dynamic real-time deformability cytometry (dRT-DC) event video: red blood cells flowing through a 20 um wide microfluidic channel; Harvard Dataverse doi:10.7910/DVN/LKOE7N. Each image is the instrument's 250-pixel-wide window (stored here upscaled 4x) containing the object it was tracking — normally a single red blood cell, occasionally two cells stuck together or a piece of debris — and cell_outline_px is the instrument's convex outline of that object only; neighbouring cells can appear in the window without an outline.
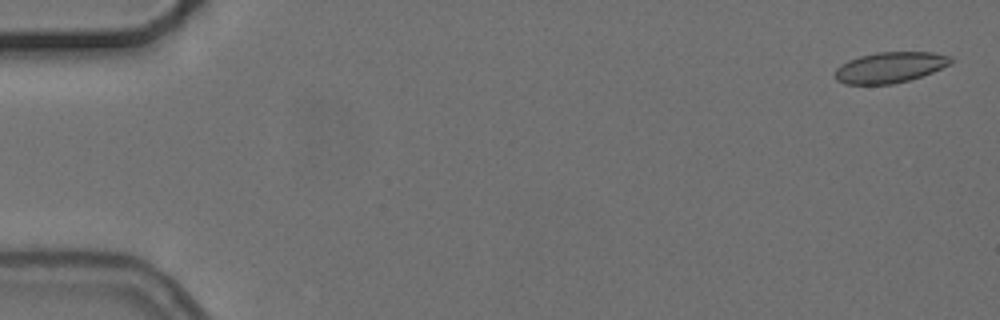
{"species": "common noctule bat (a hibernating species)", "species_latin": "Nyctalus noctula", "temperature_condition": "cold", "stored_images_in_passage": 5, "camera_frame_rate_fps": 3000, "um_per_image_px": 0.085, "animal": {"sex": "female", "body_mass_g": 24.6, "forearm_length_mm": 56.2}, "frame": {"image": 1, "passage_image": 1, "time_ms": 0.0, "image_size_px": [1000, 320], "cell_outline_px": [[956, 60], [952, 64], [932, 72], [908, 80], [892, 84], [844, 84], [836, 80], [836, 68], [840, 64], [848, 60], [860, 56], [876, 52], [932, 52], [952, 56]], "centroid_in_image_um": [75.68, 5.71], "position_along_channel_um": 9.3, "area_um2": 20.87}}
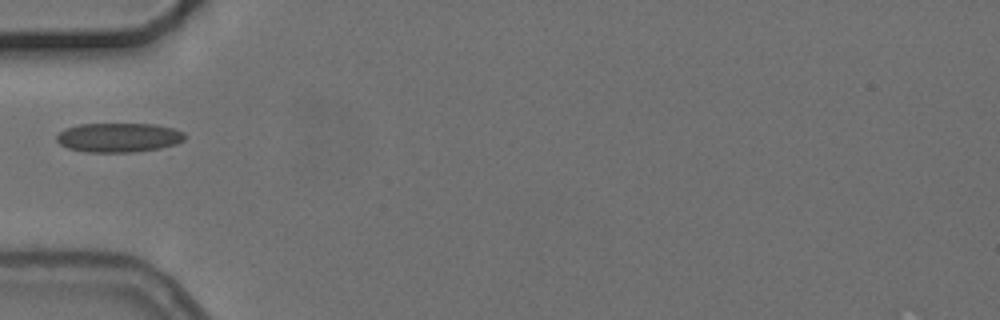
{"frame": {"image": 2, "passage_image": 5, "time_ms": 5.667, "image_size_px": [1000, 320], "cell_outline_px": [[184, 140], [176, 144], [160, 148], [132, 152], [84, 152], [68, 148], [60, 144], [56, 140], [56, 136], [64, 128], [80, 124], [156, 124], [172, 128], [184, 132]], "centroid_in_image_um": [10.07, 11.69], "position_along_channel_um": 74.9, "area_um2": 21.91}}